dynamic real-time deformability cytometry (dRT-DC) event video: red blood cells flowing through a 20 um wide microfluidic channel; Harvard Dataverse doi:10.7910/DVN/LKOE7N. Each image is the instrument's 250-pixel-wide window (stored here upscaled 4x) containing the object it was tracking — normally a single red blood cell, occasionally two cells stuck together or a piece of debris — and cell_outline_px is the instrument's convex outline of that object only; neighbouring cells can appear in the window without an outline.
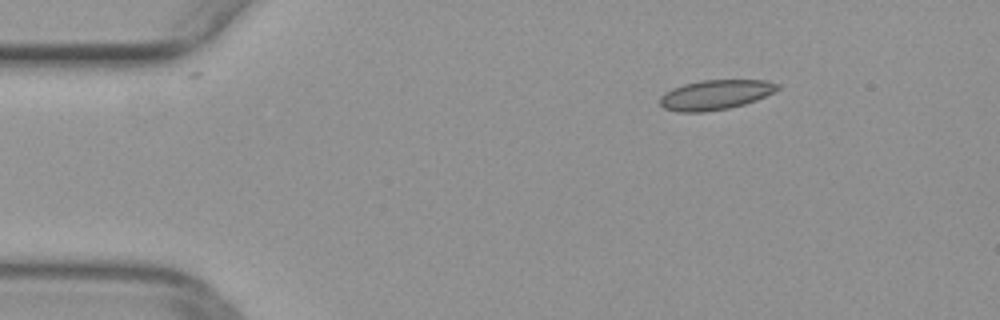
{"species": "common noctule bat (a hibernating species)", "species_latin": "Nyctalus noctula", "temperature_condition": "warm", "stored_images_in_passage": 44, "camera_frame_rate_fps": 3000, "um_per_image_px": 0.085, "animal": {"sex": "female", "body_mass_g": 29.2, "forearm_length_mm": 56.3}, "frame": {"image": 1, "passage_image": 1, "time_ms": 0.0, "image_size_px": [1000, 320], "cell_outline_px": [[780, 88], [756, 100], [744, 104], [728, 108], [704, 112], [676, 112], [664, 108], [660, 104], [660, 96], [664, 92], [672, 88], [684, 84], [700, 80], [768, 80], [780, 84]], "centroid_in_image_um": [60.79, 8.05], "position_along_channel_um": 24.2, "area_um2": 20.46}}
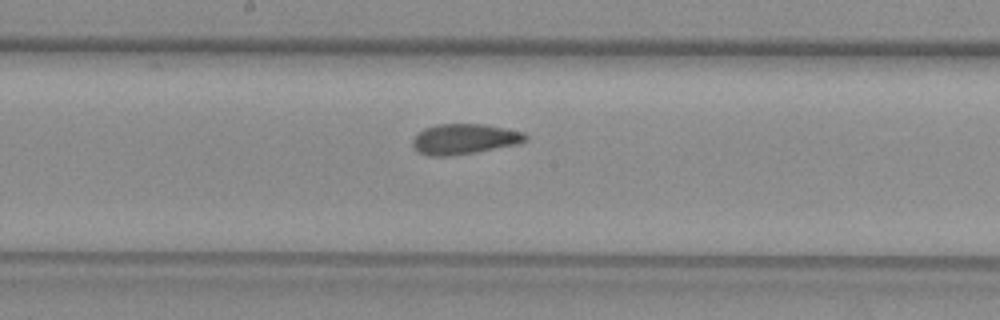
{"frame": {"image": 2, "passage_image": 20, "time_ms": 6.333, "image_size_px": [1000, 320], "cell_outline_px": [[528, 140], [520, 144], [448, 156], [432, 156], [420, 152], [412, 144], [412, 140], [424, 128], [436, 124], [484, 124], [524, 132], [528, 136]], "centroid_in_image_um": [39.51, 11.8], "position_along_channel_um": 208.7, "area_um2": 19.77}}
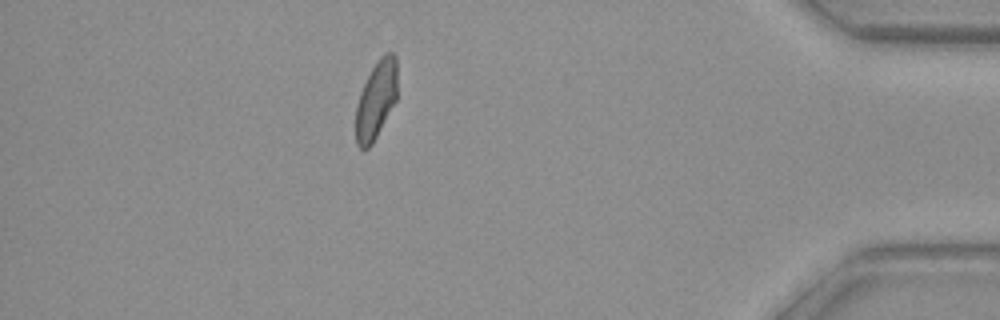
{"frame": {"image": 3, "passage_image": 38, "time_ms": 12.333, "image_size_px": [1000, 320], "cell_outline_px": [[396, 100], [372, 144], [364, 152], [356, 144], [356, 104], [360, 92], [372, 68], [380, 56], [388, 52], [392, 52], [396, 56]], "centroid_in_image_um": [31.95, 8.51], "position_along_channel_um": 403.3, "area_um2": 18.73}}